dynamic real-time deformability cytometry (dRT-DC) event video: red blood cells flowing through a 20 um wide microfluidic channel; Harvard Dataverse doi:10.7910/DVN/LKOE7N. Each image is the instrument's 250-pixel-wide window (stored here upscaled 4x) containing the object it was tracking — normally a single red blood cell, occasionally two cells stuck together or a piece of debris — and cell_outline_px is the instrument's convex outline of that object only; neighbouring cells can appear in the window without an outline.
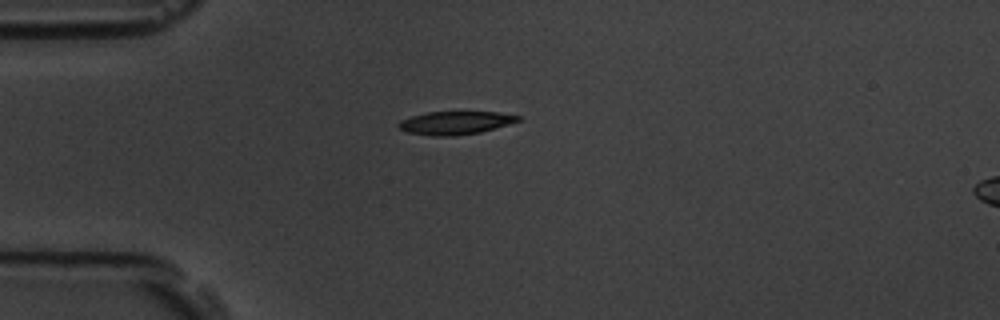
{"species": "common noctule bat (a hibernating species)", "species_latin": "Nyctalus noctula", "temperature_condition": "room temperature", "stored_images_in_passage": 5, "camera_frame_rate_fps": 3000, "um_per_image_px": 0.085, "animal": {"sex": "male", "body_mass_g": 19.5, "forearm_length_mm": 54.6}, "frame": {"image": 1, "passage_image": 5, "time_ms": 5.667, "image_size_px": [1000, 320], "cell_outline_px": [[520, 120], [508, 124], [480, 132], [456, 136], [432, 136], [408, 132], [400, 128], [396, 124], [400, 120], [412, 116], [428, 112], [496, 112], [520, 116]], "centroid_in_image_um": [38.67, 10.44], "position_along_channel_um": 46.3, "area_um2": 15.95}}